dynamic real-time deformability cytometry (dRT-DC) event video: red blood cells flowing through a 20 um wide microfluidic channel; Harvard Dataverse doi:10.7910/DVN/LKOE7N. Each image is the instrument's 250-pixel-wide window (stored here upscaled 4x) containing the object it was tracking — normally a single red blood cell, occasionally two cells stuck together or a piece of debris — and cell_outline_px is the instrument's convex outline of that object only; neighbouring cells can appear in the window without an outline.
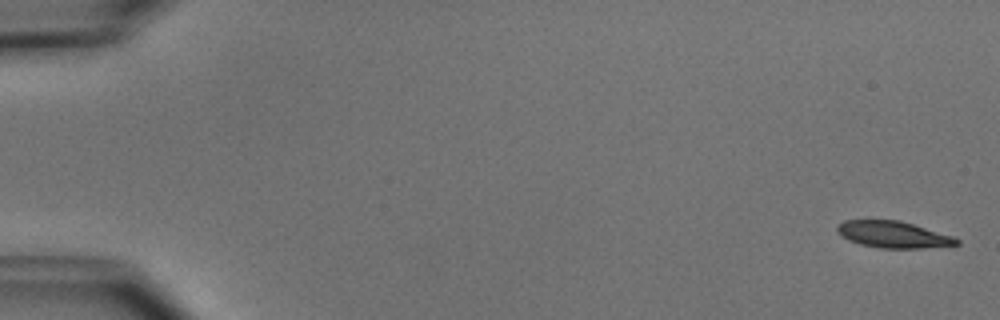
{"species": "common noctule bat (a hibernating species)", "species_latin": "Nyctalus noctula", "temperature_condition": "cold", "stored_images_in_passage": 4, "camera_frame_rate_fps": 3000, "um_per_image_px": 0.085, "animal": {"sex": "male", "body_mass_g": 15.6}, "frame": {"image": 1, "passage_image": 1, "time_ms": 0.0, "image_size_px": [1000, 320], "cell_outline_px": [[960, 244], [924, 248], [880, 248], [860, 244], [848, 240], [840, 236], [836, 232], [836, 228], [844, 220], [900, 220], [952, 236], [960, 240]], "centroid_in_image_um": [75.89, 19.94], "position_along_channel_um": 9.1, "area_um2": 18.5}}
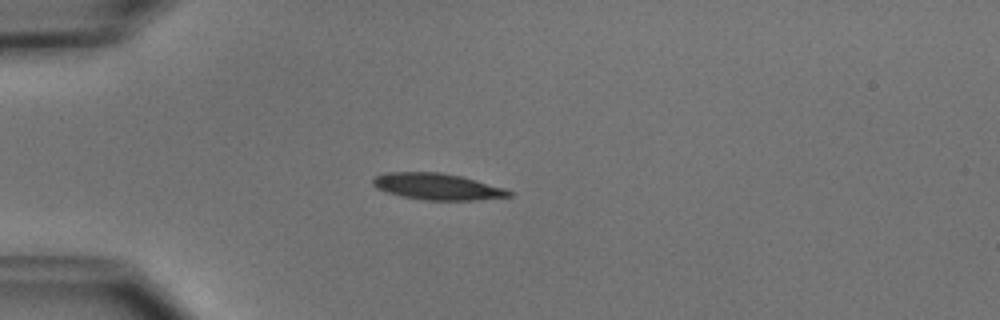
{"frame": {"image": 2, "passage_image": 4, "time_ms": 4.333, "image_size_px": [1000, 320], "cell_outline_px": [[512, 196], [480, 200], [424, 200], [400, 196], [376, 188], [372, 184], [372, 180], [376, 176], [388, 172], [440, 172], [460, 176], [504, 188], [512, 192]], "centroid_in_image_um": [37.16, 15.86], "position_along_channel_um": 47.8, "area_um2": 20.87}}